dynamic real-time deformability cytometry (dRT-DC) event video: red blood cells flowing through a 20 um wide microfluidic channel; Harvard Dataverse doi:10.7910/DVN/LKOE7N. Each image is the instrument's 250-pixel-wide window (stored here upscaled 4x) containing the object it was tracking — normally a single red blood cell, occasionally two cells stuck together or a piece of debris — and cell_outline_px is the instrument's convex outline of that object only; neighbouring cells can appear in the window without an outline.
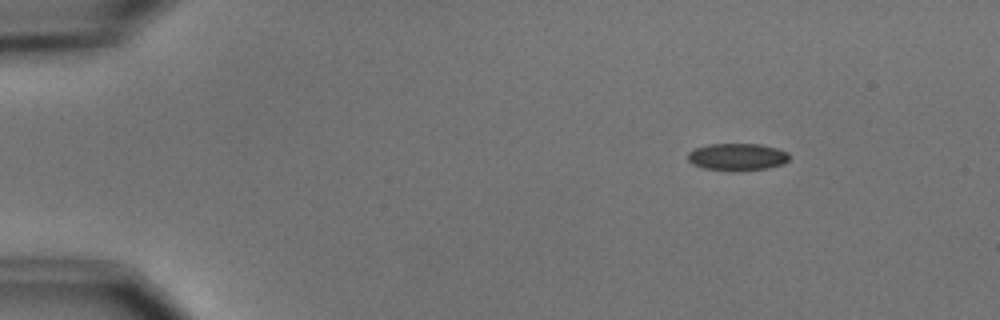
{"species": "common noctule bat (a hibernating species)", "species_latin": "Nyctalus noctula", "temperature_condition": "cold", "stored_images_in_passage": 6, "camera_frame_rate_fps": 3000, "um_per_image_px": 0.085, "animal": {"sex": "male", "body_mass_g": 15.6}, "frame": {"image": 1, "passage_image": 1, "time_ms": 0.0, "image_size_px": [1000, 320], "cell_outline_px": [[788, 160], [784, 164], [768, 168], [740, 172], [732, 172], [704, 168], [692, 164], [688, 160], [688, 152], [696, 148], [708, 144], [760, 144], [776, 148], [788, 152]], "centroid_in_image_um": [62.67, 13.36], "position_along_channel_um": 22.3, "area_um2": 16.36}}
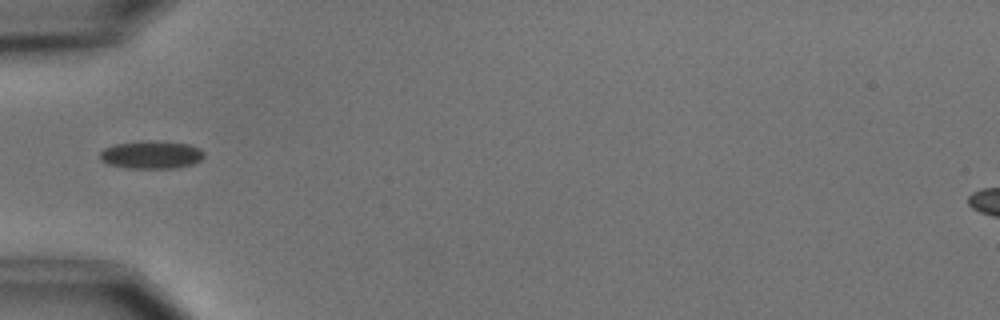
{"frame": {"image": 2, "passage_image": 4, "time_ms": 3.667, "image_size_px": [1000, 320], "cell_outline_px": [[204, 156], [200, 160], [192, 164], [176, 168], [124, 168], [108, 164], [100, 160], [100, 152], [104, 148], [112, 144], [144, 140], [160, 140], [188, 144], [200, 148], [204, 152]], "centroid_in_image_um": [12.84, 13.14], "position_along_channel_um": 72.2, "area_um2": 17.28}}
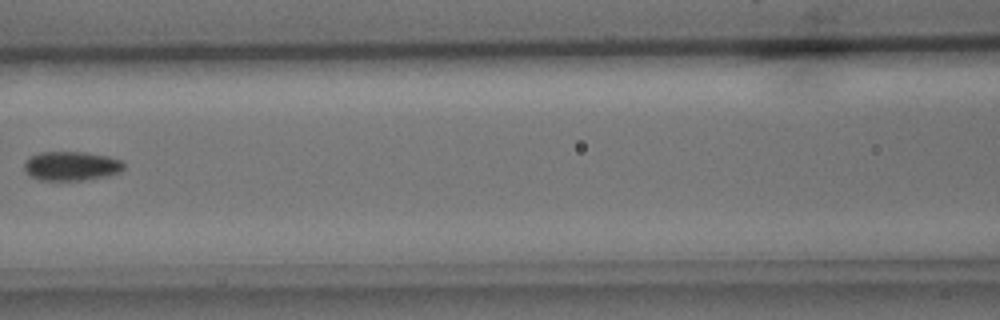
{"frame": {"image": 3, "passage_image": 6, "time_ms": 6.0, "image_size_px": [1000, 320], "cell_outline_px": [[124, 168], [120, 172], [108, 176], [84, 180], [40, 180], [28, 176], [24, 168], [24, 164], [32, 156], [40, 152], [84, 152], [108, 156], [120, 160], [124, 164]], "centroid_in_image_um": [6.07, 14.12], "position_along_channel_um": 160.5, "area_um2": 16.94}}